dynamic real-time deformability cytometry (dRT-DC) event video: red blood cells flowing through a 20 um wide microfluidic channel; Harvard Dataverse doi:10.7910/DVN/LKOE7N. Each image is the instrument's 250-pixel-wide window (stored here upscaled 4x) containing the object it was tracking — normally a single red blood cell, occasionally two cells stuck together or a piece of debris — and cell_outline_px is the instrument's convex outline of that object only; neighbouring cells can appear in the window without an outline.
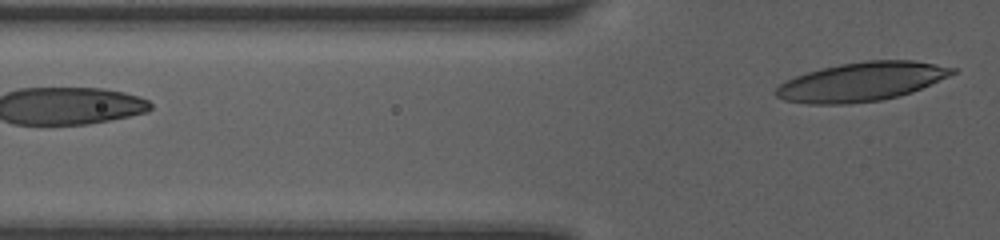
{"species": "human", "species_latin": "Homo sapiens", "temperature_condition": "room temperature", "stored_images_in_passage": 9, "segment_of_instrument_passage": [2, 2], "camera_frame_rate_fps": 3000, "um_per_image_px": 0.085, "donor": {"sex": "female"}, "frame": {"image": 1, "passage_image": 9, "time_ms": 4.333, "image_size_px": [1000, 240], "cell_outline_px": [[960, 68], [956, 72], [948, 76], [912, 92], [880, 100], [848, 104], [808, 104], [784, 100], [776, 96], [776, 88], [780, 84], [796, 76], [808, 72], [840, 64], [864, 60], [912, 60]], "centroid_in_image_um": [73.25, 6.94], "position_along_channel_um": 52.5, "area_um2": 39.71}}